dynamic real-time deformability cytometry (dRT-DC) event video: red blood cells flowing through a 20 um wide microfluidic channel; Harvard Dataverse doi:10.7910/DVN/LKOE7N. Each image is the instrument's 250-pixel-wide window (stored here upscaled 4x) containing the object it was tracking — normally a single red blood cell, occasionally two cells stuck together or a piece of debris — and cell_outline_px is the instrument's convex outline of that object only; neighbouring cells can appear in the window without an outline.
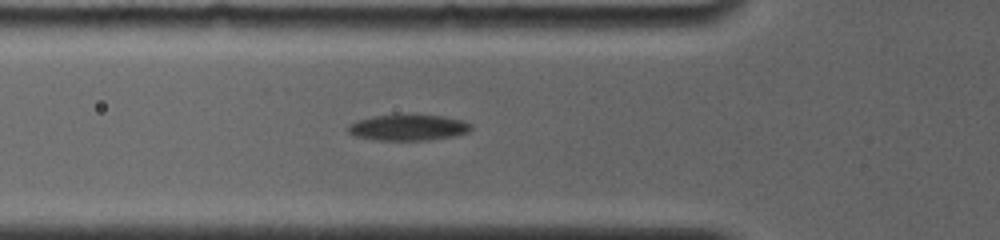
{"species": "common noctule bat (a hibernating species)", "species_latin": "Nyctalus noctula", "temperature_condition": "room temperature", "stored_images_in_passage": 35, "camera_frame_rate_fps": 4000, "um_per_image_px": 0.085, "animal": {"sex": "female", "body_mass_g": 19.0, "forearm_length_mm": 56.7}, "frame": {"image": 1, "passage_image": 8, "time_ms": 3.75, "image_size_px": [1000, 240], "cell_outline_px": [[472, 128], [468, 132], [456, 136], [428, 140], [376, 140], [356, 136], [348, 132], [348, 124], [360, 120], [376, 116], [440, 116], [460, 120], [472, 124]], "centroid_in_image_um": [34.72, 10.87], "position_along_channel_um": 91.1, "area_um2": 18.09}}
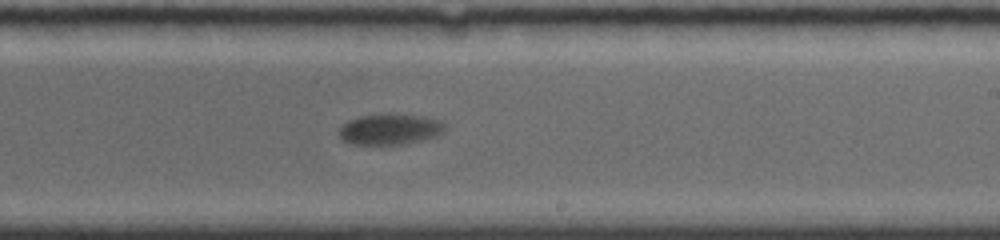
{"frame": {"image": 2, "passage_image": 21, "time_ms": 8.25, "image_size_px": [1000, 240], "cell_outline_px": [[444, 132], [436, 136], [420, 140], [400, 144], [352, 144], [340, 140], [340, 128], [348, 120], [364, 116], [420, 116], [440, 120], [444, 124]], "centroid_in_image_um": [33.13, 11.02], "position_along_channel_um": 255.9, "area_um2": 18.15}}
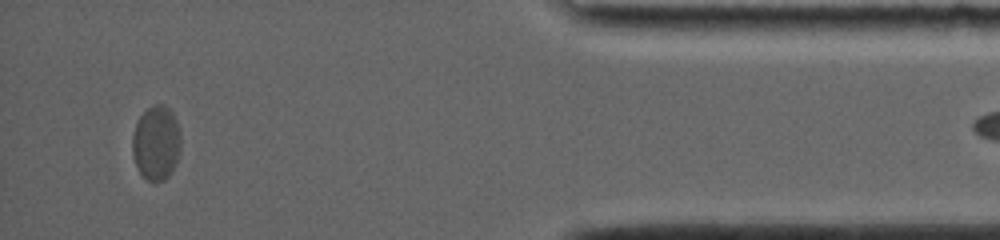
{"frame": {"image": 3, "passage_image": 34, "time_ms": 14.0, "image_size_px": [1000, 240], "cell_outline_px": [[180, 148], [176, 164], [172, 172], [164, 180], [148, 180], [140, 172], [136, 164], [132, 152], [132, 136], [136, 124], [140, 116], [148, 108], [156, 104], [164, 104], [172, 112], [176, 120], [180, 132]], "centroid_in_image_um": [13.29, 12.13], "position_along_channel_um": 421.9, "area_um2": 20.87}}